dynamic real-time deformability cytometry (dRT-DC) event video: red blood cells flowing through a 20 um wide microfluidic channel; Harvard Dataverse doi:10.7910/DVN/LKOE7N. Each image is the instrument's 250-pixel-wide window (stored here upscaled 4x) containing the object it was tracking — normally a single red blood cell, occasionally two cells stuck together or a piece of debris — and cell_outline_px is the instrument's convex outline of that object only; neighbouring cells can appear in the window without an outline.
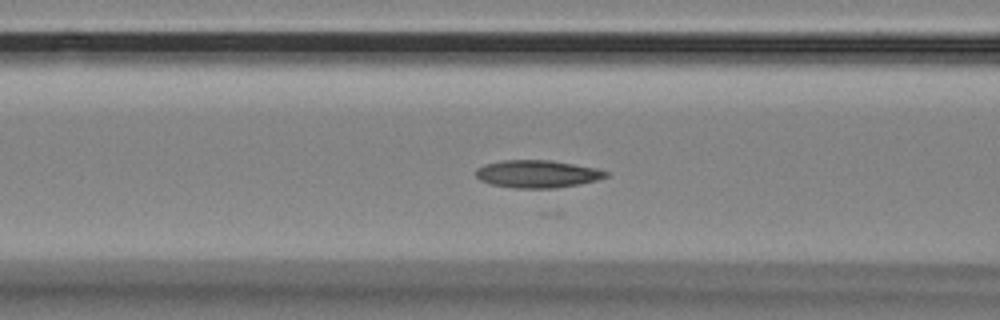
{"species": "Egyptian fruit bat (a non-hibernating species)", "species_latin": "Rousettus aegyptiacus", "temperature_condition": "room temperature", "stored_images_in_passage": 17, "camera_frame_rate_fps": 3000, "um_per_image_px": 0.085, "animal": {"sex": "female"}, "frame": {"image": 1, "passage_image": 6, "time_ms": 1.667, "image_size_px": [1000, 320], "cell_outline_px": [[608, 176], [596, 180], [580, 184], [556, 188], [512, 188], [492, 184], [480, 180], [476, 176], [476, 168], [484, 164], [504, 160], [548, 160], [596, 168], [608, 172]], "centroid_in_image_um": [45.65, 14.79], "position_along_channel_um": 121.0, "area_um2": 20.81}}
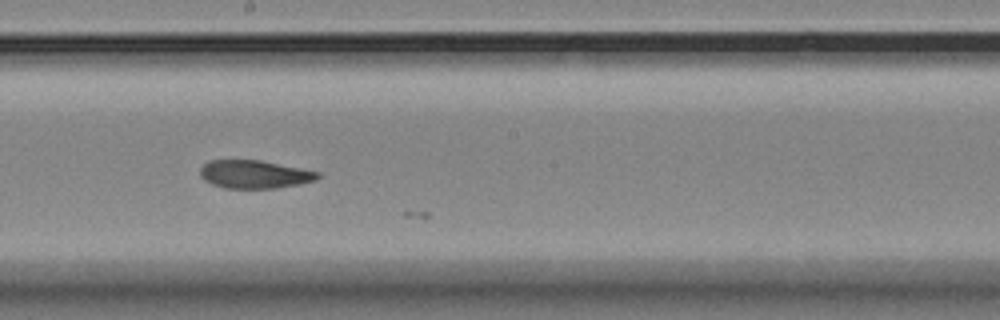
{"frame": {"image": 2, "passage_image": 15, "time_ms": 4.667, "image_size_px": [1000, 320], "cell_outline_px": [[320, 176], [316, 180], [300, 184], [276, 188], [224, 188], [212, 184], [204, 180], [200, 176], [200, 168], [208, 160], [260, 160], [320, 172]], "centroid_in_image_um": [21.62, 14.81], "position_along_channel_um": 226.6, "area_um2": 19.31}}